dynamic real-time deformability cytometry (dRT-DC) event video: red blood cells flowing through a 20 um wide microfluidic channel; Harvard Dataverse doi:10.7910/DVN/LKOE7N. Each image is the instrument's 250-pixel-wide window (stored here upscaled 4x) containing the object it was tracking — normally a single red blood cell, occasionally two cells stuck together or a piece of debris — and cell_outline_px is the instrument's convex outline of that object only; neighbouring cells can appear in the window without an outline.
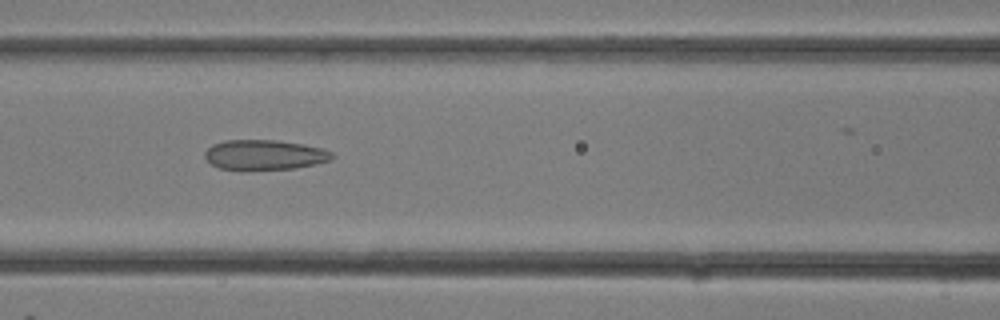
{"species": "common noctule bat (a hibernating species)", "species_latin": "Nyctalus noctula", "temperature_condition": "room temperature", "stored_images_in_passage": 28, "camera_frame_rate_fps": 3000, "um_per_image_px": 0.085, "animal": {"sex": "female"}, "frame": {"image": 1, "passage_image": 12, "time_ms": 3.667, "image_size_px": [1000, 320], "cell_outline_px": [[336, 156], [332, 160], [316, 164], [296, 168], [244, 172], [220, 168], [212, 164], [204, 156], [204, 152], [212, 144], [224, 140], [276, 140], [304, 144], [324, 148], [332, 152]], "centroid_in_image_um": [22.5, 13.19], "position_along_channel_um": 144.1, "area_um2": 23.06}}
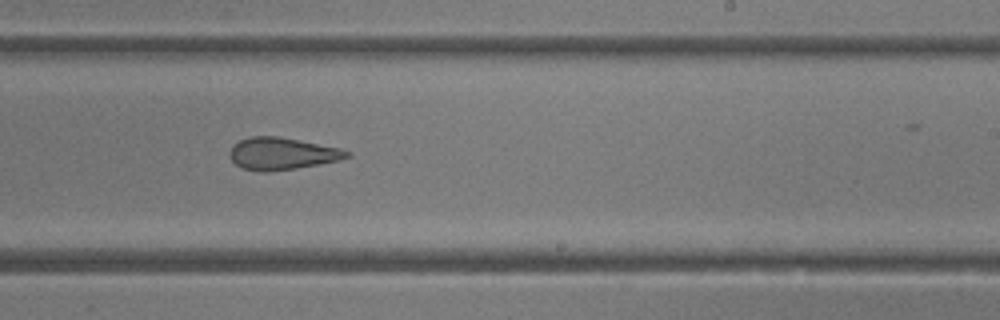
{"frame": {"image": 2, "passage_image": 17, "time_ms": 5.333, "image_size_px": [1000, 320], "cell_outline_px": [[352, 156], [340, 160], [296, 168], [268, 172], [260, 172], [244, 168], [236, 164], [228, 156], [228, 152], [232, 144], [248, 136], [280, 136], [340, 148], [352, 152]], "centroid_in_image_um": [23.96, 13.05], "position_along_channel_um": 265.0, "area_um2": 22.2}}
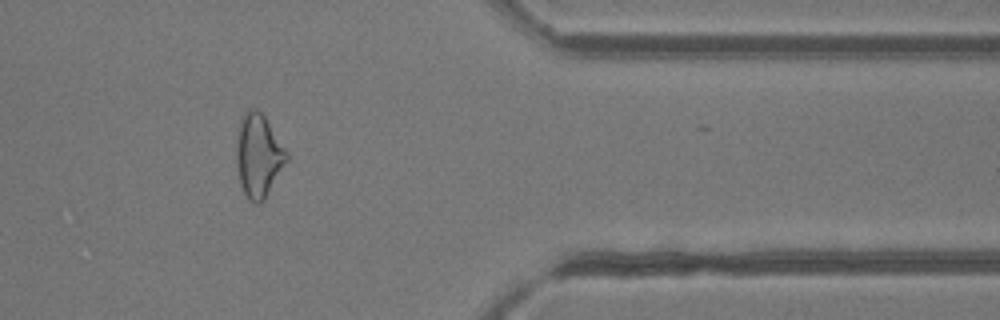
{"frame": {"image": 3, "passage_image": 23, "time_ms": 7.333, "image_size_px": [1000, 320], "cell_outline_px": [[288, 160], [264, 200], [260, 204], [256, 204], [248, 200], [240, 184], [236, 164], [236, 144], [240, 120], [244, 112], [248, 108], [256, 108], [264, 116], [288, 152]], "centroid_in_image_um": [21.96, 13.24], "position_along_channel_um": 389.4, "area_um2": 24.45}}